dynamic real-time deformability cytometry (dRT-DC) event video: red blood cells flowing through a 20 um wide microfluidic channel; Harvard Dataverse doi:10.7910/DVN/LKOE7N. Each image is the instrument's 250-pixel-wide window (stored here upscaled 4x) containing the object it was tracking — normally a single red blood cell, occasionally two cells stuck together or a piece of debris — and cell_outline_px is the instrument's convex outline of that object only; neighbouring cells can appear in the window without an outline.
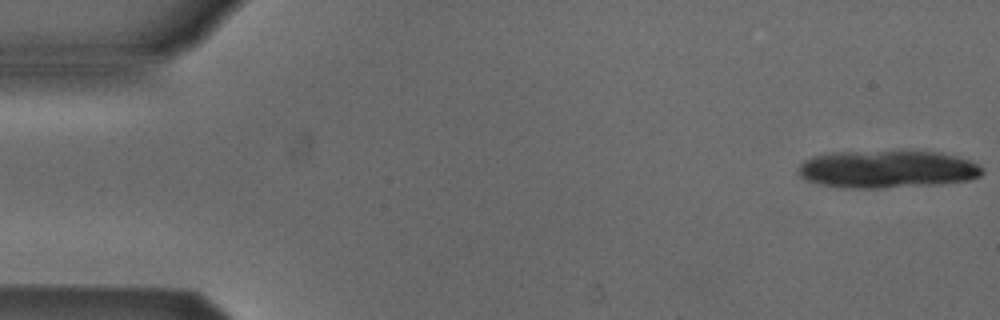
{"species": "Egyptian fruit bat (a non-hibernating species)", "species_latin": "Rousettus aegyptiacus", "temperature_condition": "cold", "stored_images_in_passage": 10, "camera_frame_rate_fps": 3000, "um_per_image_px": 0.085, "animal": {"sex": "male"}, "frame": {"image": 1, "passage_image": 1, "time_ms": 0.0, "image_size_px": [1000, 320], "cell_outline_px": [[984, 172], [980, 176], [968, 180], [940, 184], [884, 188], [840, 188], [820, 184], [808, 180], [800, 176], [800, 164], [804, 160], [812, 156], [832, 152], [900, 148], [940, 152], [956, 156], [968, 160], [976, 164]], "centroid_in_image_um": [75.41, 14.34], "position_along_channel_um": 9.6, "area_um2": 41.56}}